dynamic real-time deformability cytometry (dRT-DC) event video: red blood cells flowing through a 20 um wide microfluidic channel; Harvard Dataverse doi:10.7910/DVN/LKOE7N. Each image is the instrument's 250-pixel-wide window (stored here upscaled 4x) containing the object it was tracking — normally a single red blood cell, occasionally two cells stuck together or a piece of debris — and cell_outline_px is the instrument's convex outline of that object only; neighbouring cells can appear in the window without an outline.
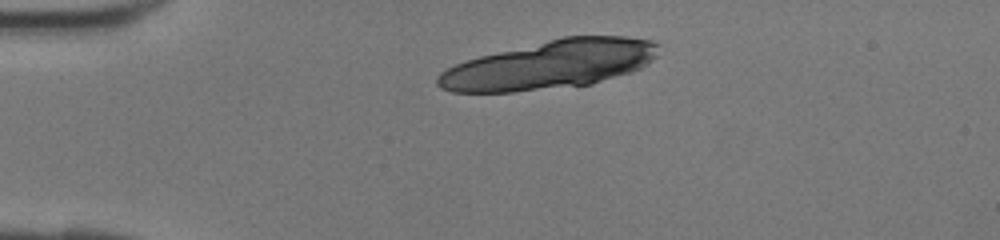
{"species": "human", "species_latin": "Homo sapiens", "temperature_condition": "room temperature", "stored_images_in_passage": 15, "camera_frame_rate_fps": 3000, "um_per_image_px": 0.085, "donor": {"sex": "female"}, "frame": {"image": 1, "passage_image": 1, "time_ms": 0.0, "image_size_px": [1000, 240], "cell_outline_px": [[660, 44], [656, 56], [648, 64], [632, 72], [592, 84], [512, 92], [452, 92], [440, 88], [436, 84], [436, 76], [440, 72], [456, 64], [480, 56], [564, 36], [624, 36], [652, 40]], "centroid_in_image_um": [46.77, 5.5], "position_along_channel_um": 38.2, "area_um2": 62.31}}